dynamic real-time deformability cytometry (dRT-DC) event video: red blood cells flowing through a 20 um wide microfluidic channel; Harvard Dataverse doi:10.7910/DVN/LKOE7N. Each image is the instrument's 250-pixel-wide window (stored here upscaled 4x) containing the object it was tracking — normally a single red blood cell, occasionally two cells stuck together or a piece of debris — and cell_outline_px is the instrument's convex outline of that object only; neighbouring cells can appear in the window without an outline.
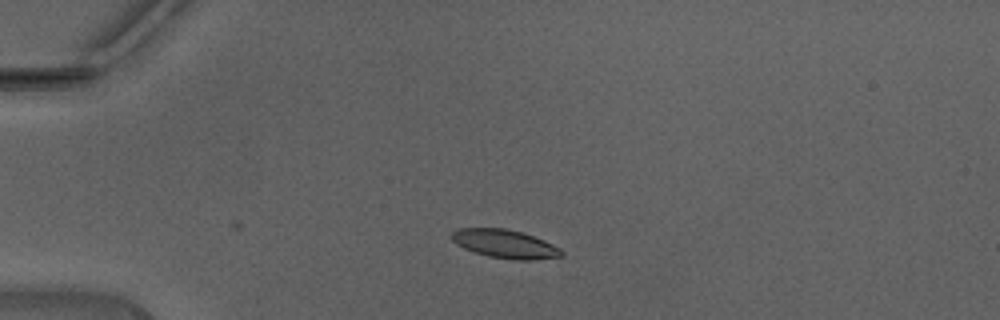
{"species": "Egyptian fruit bat (a non-hibernating species)", "species_latin": "Rousettus aegyptiacus", "temperature_condition": "warm", "stored_images_in_passage": 30, "camera_frame_rate_fps": 3000, "um_per_image_px": 0.085, "animal": {"sex": "male"}, "frame": {"image": 1, "passage_image": 1, "time_ms": 0.0, "image_size_px": [1000, 320], "cell_outline_px": [[564, 252], [560, 256], [532, 260], [512, 260], [488, 256], [464, 248], [456, 244], [452, 240], [452, 232], [460, 228], [504, 228], [524, 232], [544, 240], [560, 248]], "centroid_in_image_um": [42.93, 20.72], "position_along_channel_um": 42.1, "area_um2": 18.21}}
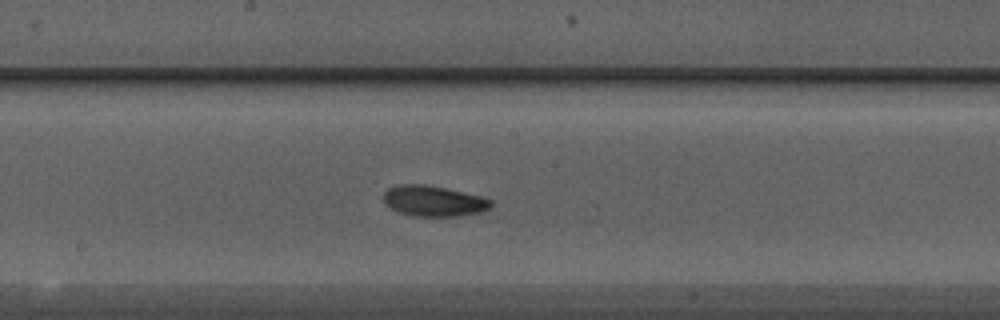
{"frame": {"image": 2, "passage_image": 15, "time_ms": 4.667, "image_size_px": [1000, 320], "cell_outline_px": [[492, 204], [488, 208], [480, 212], [456, 216], [412, 216], [388, 208], [384, 204], [384, 192], [388, 188], [400, 184], [424, 184], [444, 188], [480, 196], [492, 200]], "centroid_in_image_um": [36.8, 17.08], "position_along_channel_um": 211.4, "area_um2": 19.07}}
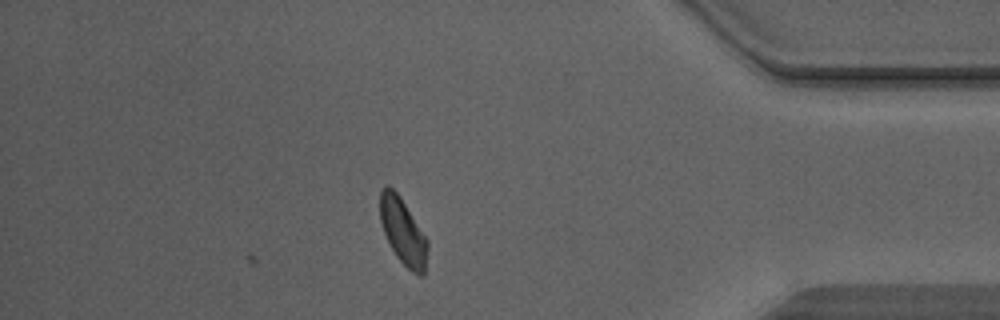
{"frame": {"image": 3, "passage_image": 30, "time_ms": 9.667, "image_size_px": [1000, 320], "cell_outline_px": [[428, 248], [424, 276], [420, 276], [412, 272], [396, 256], [384, 232], [380, 220], [380, 192], [388, 184], [400, 196], [428, 240]], "centroid_in_image_um": [34.27, 19.69], "position_along_channel_um": 400.9, "area_um2": 18.15}, "authors_computed_cell_mechanics": {"area_um2": 18.5538, "velocity_mm_per_s": 4.4258, "shape_relaxation_time_tau1_ms": 3.2858, "shape_relaxation_time_tau2_ms": 2.9943, "deformation_change_tau1": 0.1197, "deformation_change_tau2": 0.0816}}